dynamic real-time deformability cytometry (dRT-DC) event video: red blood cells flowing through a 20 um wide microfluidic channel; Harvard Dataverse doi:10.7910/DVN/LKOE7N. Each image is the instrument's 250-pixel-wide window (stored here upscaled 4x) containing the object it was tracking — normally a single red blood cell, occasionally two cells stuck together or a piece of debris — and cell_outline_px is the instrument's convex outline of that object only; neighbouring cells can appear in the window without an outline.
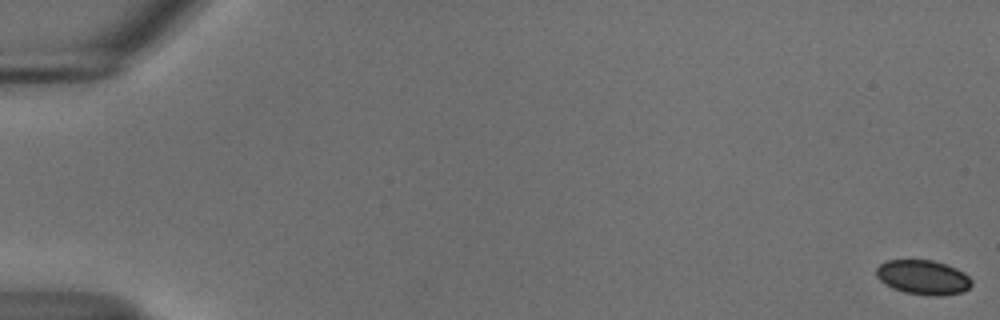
{"species": "common noctule bat (a hibernating species)", "species_latin": "Nyctalus noctula", "temperature_condition": "cold", "stored_images_in_passage": 56, "camera_frame_rate_fps": 3000, "um_per_image_px": 0.085, "animal": {"sex": "male", "body_mass_g": 18.8}, "frame": {"image": 1, "passage_image": 1, "time_ms": 0.0, "image_size_px": [1000, 320], "cell_outline_px": [[972, 284], [964, 292], [940, 296], [928, 296], [904, 292], [892, 288], [880, 280], [876, 276], [876, 268], [880, 264], [888, 260], [932, 260], [956, 268], [964, 272], [972, 280]], "centroid_in_image_um": [78.47, 23.58], "position_along_channel_um": 6.5, "area_um2": 19.25}}
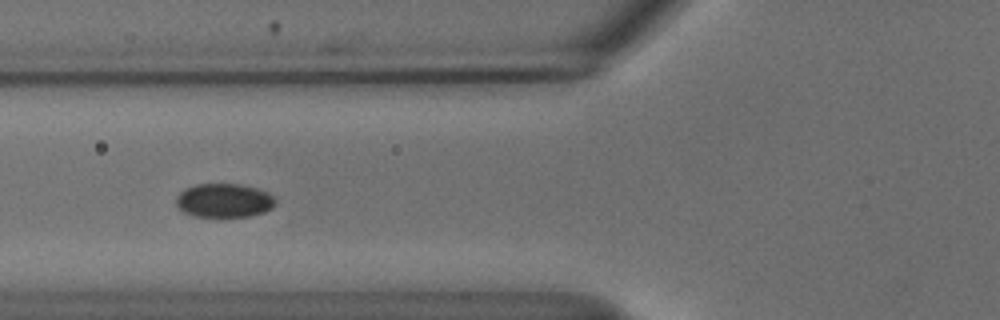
{"frame": {"image": 2, "passage_image": 23, "time_ms": 7.333, "image_size_px": [1000, 320], "cell_outline_px": [[276, 204], [272, 208], [264, 212], [252, 216], [192, 216], [176, 208], [176, 196], [184, 188], [196, 184], [240, 184], [256, 188], [268, 192], [276, 200]], "centroid_in_image_um": [19.03, 17.04], "position_along_channel_um": 106.8, "area_um2": 19.77}}
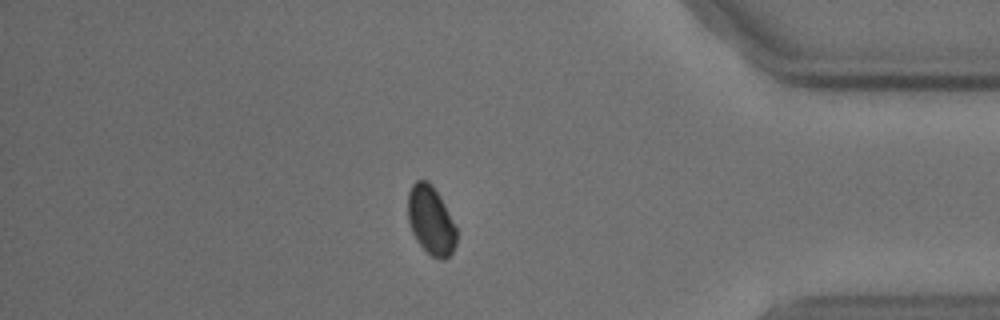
{"frame": {"image": 3, "passage_image": 49, "time_ms": 16.0, "image_size_px": [1000, 320], "cell_outline_px": [[456, 244], [452, 252], [444, 260], [440, 260], [432, 256], [416, 240], [412, 232], [408, 220], [408, 192], [412, 184], [416, 180], [428, 180], [432, 184], [440, 196], [456, 228]], "centroid_in_image_um": [36.61, 18.72], "position_along_channel_um": 398.6, "area_um2": 19.36}, "authors_computed_cell_mechanics": {"area_um2": 19.7676, "velocity_mm_per_s": 3.6756, "shape_relaxation_time_tau1_ms": 1.8035, "shape_relaxation_time_tau2_ms": null, "deformation_change_tau1": 0.0523, "deformation_change_tau2": null}}